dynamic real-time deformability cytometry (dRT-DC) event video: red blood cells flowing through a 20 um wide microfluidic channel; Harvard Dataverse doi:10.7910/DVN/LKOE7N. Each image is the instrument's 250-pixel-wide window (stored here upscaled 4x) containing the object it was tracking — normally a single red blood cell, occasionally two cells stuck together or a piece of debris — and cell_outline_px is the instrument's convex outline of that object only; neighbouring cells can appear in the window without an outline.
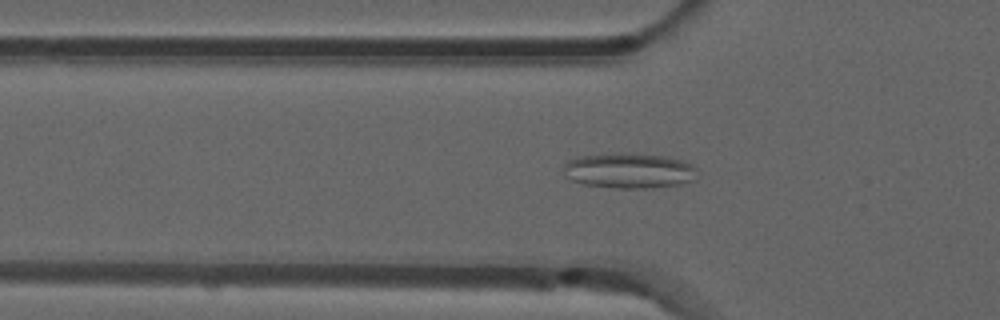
{"species": "common noctule bat (a hibernating species)", "species_latin": "Nyctalus noctula", "temperature_condition": "room temperature", "stored_images_in_passage": 41, "camera_frame_rate_fps": 3000, "um_per_image_px": 0.085, "animal": {"sex": "male", "forearm_length_mm": 52.5}, "frame": {"image": 1, "passage_image": 6, "time_ms": 1.667, "image_size_px": [1000, 320], "cell_outline_px": [[696, 168], [692, 180], [680, 184], [652, 188], [612, 188], [584, 184], [572, 180], [564, 176], [564, 164], [568, 160], [580, 156], [664, 156], [680, 160], [692, 164]], "centroid_in_image_um": [53.45, 14.56], "position_along_channel_um": 72.3, "area_um2": 26.3}}
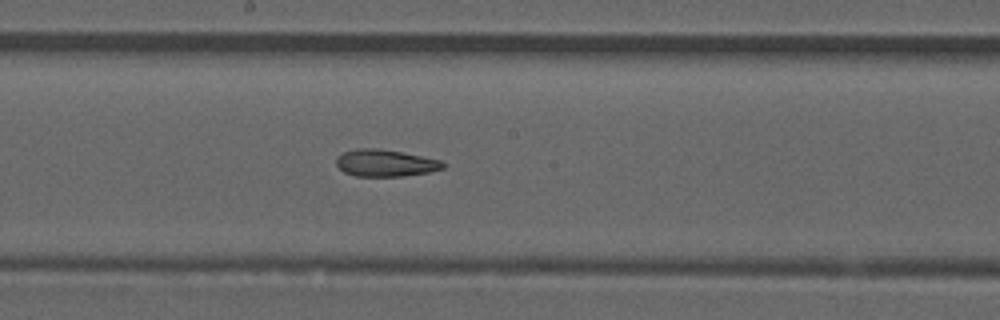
{"frame": {"image": 2, "passage_image": 17, "time_ms": 5.333, "image_size_px": [1000, 320], "cell_outline_px": [[448, 164], [444, 168], [428, 172], [404, 176], [356, 176], [344, 172], [336, 164], [336, 156], [344, 152], [356, 148], [376, 148], [400, 152], [440, 160]], "centroid_in_image_um": [32.74, 13.86], "position_along_channel_um": 215.5, "area_um2": 16.7}}
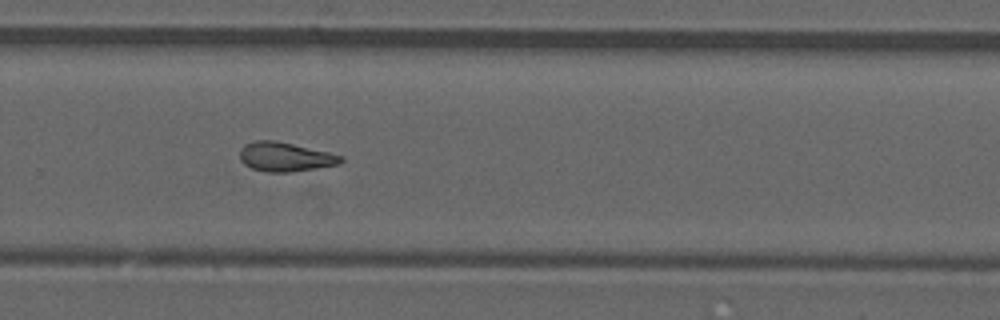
{"frame": {"image": 3, "passage_image": 24, "time_ms": 7.667, "image_size_px": [1000, 320], "cell_outline_px": [[344, 160], [340, 164], [292, 172], [268, 172], [252, 168], [244, 164], [240, 160], [240, 148], [244, 144], [252, 140], [272, 140], [292, 144], [328, 152], [344, 156]], "centroid_in_image_um": [24.22, 13.33], "position_along_channel_um": 305.6, "area_um2": 17.22}, "authors_computed_cell_mechanics": {"area_um2": 17.1088, "velocity_mm_per_s": 3.8797, "shape_relaxation_time_tau1_ms": null, "shape_relaxation_time_tau2_ms": 5.0836, "deformation_change_tau1": null, "deformation_change_tau2": 0.1374}}